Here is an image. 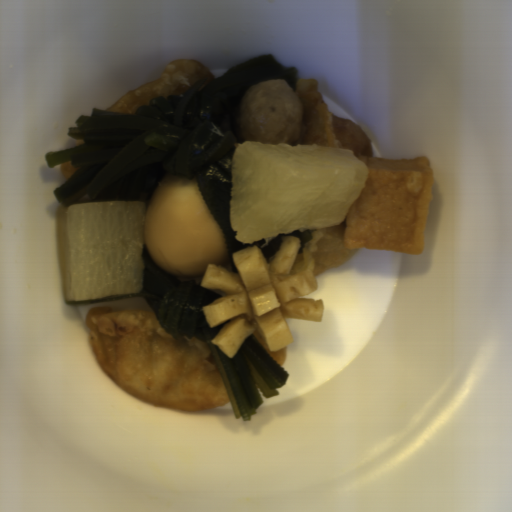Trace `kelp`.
Masks as SVG:
<instances>
[{"instance_id":"obj_2","label":"kelp","mask_w":512,"mask_h":512,"mask_svg":"<svg viewBox=\"0 0 512 512\" xmlns=\"http://www.w3.org/2000/svg\"><path fill=\"white\" fill-rule=\"evenodd\" d=\"M143 289L139 293L152 309L162 329L175 339L196 337L210 348L228 394L236 419L252 421V415L266 399L279 396L277 388L286 385L289 372L276 362L254 333L241 343L233 358H228L212 340L230 321L213 328L205 320L204 305L220 294L208 291L195 280H178L157 267L143 238Z\"/></svg>"},{"instance_id":"obj_1","label":"kelp","mask_w":512,"mask_h":512,"mask_svg":"<svg viewBox=\"0 0 512 512\" xmlns=\"http://www.w3.org/2000/svg\"><path fill=\"white\" fill-rule=\"evenodd\" d=\"M208 78L197 80L182 96L151 98L135 114L94 106L90 115H79L67 130L70 138L84 144L46 152L44 157L49 168L68 161L79 168L53 191L65 208L85 195L90 202L136 201L146 202L147 207L167 173L190 181L196 177L209 211L224 232L228 260L237 273L233 252L266 241L235 239L229 205L234 145L239 141L222 126L246 89L256 83L283 79L296 92L298 68L283 66L272 53L241 62L207 82Z\"/></svg>"},{"instance_id":"obj_3","label":"kelp","mask_w":512,"mask_h":512,"mask_svg":"<svg viewBox=\"0 0 512 512\" xmlns=\"http://www.w3.org/2000/svg\"><path fill=\"white\" fill-rule=\"evenodd\" d=\"M283 236H293L298 237L300 239V248L298 250V254H302L305 243L312 239L313 235L310 229L300 232V230H296L291 232L290 234H279L276 235L269 245L265 247H260L261 252L265 255L267 262L270 261V257L276 254L282 244Z\"/></svg>"}]
</instances>
